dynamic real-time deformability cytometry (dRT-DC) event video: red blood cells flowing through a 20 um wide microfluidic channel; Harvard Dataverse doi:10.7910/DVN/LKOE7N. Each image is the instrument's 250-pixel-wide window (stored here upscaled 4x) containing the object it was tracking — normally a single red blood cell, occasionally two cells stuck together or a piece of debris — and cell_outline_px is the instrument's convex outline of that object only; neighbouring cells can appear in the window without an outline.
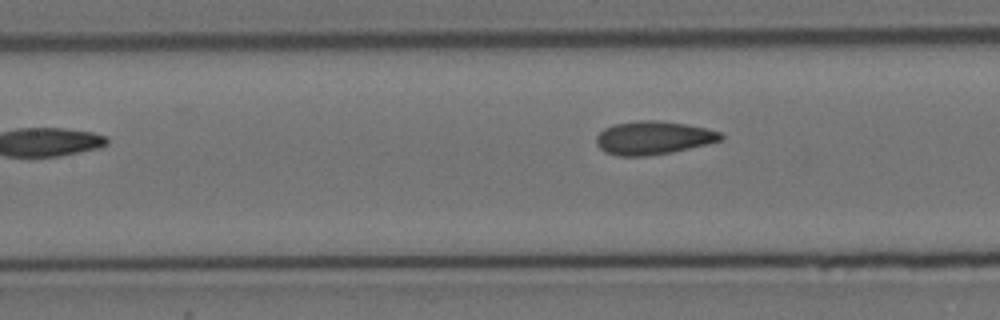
{"species": "Egyptian fruit bat (a non-hibernating species)", "species_latin": "Rousettus aegyptiacus", "temperature_condition": "cold", "stored_images_in_passage": 7, "camera_frame_rate_fps": 3000, "um_per_image_px": 0.085, "animal": {"sex": "female"}, "frame": {"image": 1, "passage_image": 7, "time_ms": 7.333, "image_size_px": [1000, 320], "cell_outline_px": [[724, 140], [708, 144], [672, 152], [648, 156], [616, 156], [604, 152], [596, 144], [596, 136], [604, 128], [616, 124], [640, 120], [656, 120], [684, 124], [704, 128], [720, 132], [724, 136]], "centroid_in_image_um": [55.52, 11.73], "position_along_channel_um": 151.9, "area_um2": 24.22}}